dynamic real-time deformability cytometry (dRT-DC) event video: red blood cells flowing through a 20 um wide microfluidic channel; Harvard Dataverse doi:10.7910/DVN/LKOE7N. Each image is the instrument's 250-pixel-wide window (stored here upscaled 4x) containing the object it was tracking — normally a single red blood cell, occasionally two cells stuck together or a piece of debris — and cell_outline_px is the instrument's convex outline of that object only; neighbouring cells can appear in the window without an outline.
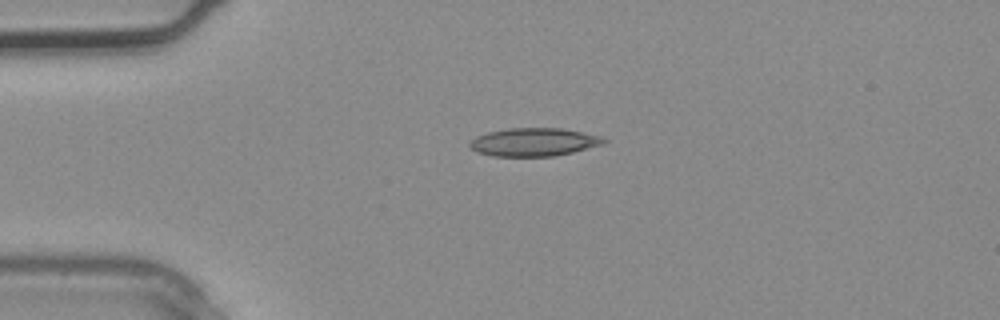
{"species": "common noctule bat (a hibernating species)", "species_latin": "Nyctalus noctula", "temperature_condition": "warm", "stored_images_in_passage": 1, "camera_frame_rate_fps": 3000, "um_per_image_px": 0.085, "animal": {"sex": "male", "body_mass_g": 20.4}, "frame": {"image": 1, "passage_image": 1, "time_ms": 0.0, "image_size_px": [1000, 320], "cell_outline_px": [[608, 140], [604, 144], [556, 156], [492, 156], [476, 152], [468, 144], [476, 136], [488, 132], [508, 128], [564, 128], [600, 136]], "centroid_in_image_um": [45.38, 12.07], "position_along_channel_um": 39.6, "area_um2": 22.02}}